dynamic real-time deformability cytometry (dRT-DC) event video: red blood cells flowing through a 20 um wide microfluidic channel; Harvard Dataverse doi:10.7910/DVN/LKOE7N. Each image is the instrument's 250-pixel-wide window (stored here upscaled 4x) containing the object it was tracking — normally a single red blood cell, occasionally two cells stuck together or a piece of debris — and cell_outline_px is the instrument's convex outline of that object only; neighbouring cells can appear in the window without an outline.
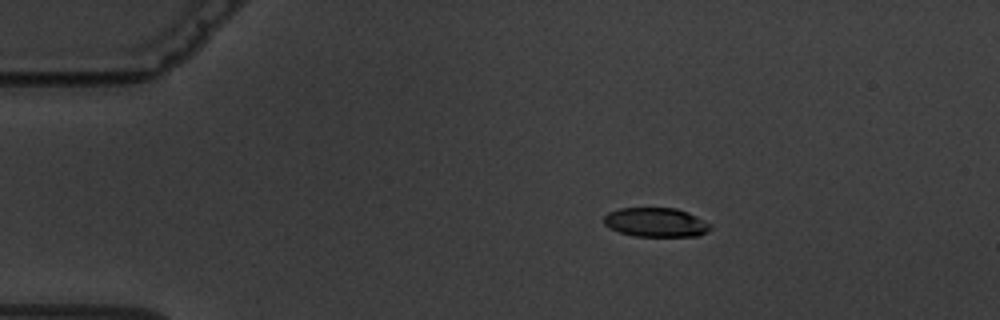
{"species": "common noctule bat (a hibernating species)", "species_latin": "Nyctalus noctula", "temperature_condition": "warm", "stored_images_in_passage": 4, "camera_frame_rate_fps": 3000, "um_per_image_px": 0.085, "animal": {"sex": "male", "body_mass_g": 19.5, "forearm_length_mm": 54.6}, "frame": {"image": 1, "passage_image": 2, "time_ms": 2.0, "image_size_px": [1000, 320], "cell_outline_px": [[712, 228], [696, 236], [636, 236], [620, 232], [604, 224], [604, 216], [608, 212], [620, 208], [676, 208], [688, 212], [712, 224]], "centroid_in_image_um": [55.76, 18.89], "position_along_channel_um": 29.2, "area_um2": 17.98}}